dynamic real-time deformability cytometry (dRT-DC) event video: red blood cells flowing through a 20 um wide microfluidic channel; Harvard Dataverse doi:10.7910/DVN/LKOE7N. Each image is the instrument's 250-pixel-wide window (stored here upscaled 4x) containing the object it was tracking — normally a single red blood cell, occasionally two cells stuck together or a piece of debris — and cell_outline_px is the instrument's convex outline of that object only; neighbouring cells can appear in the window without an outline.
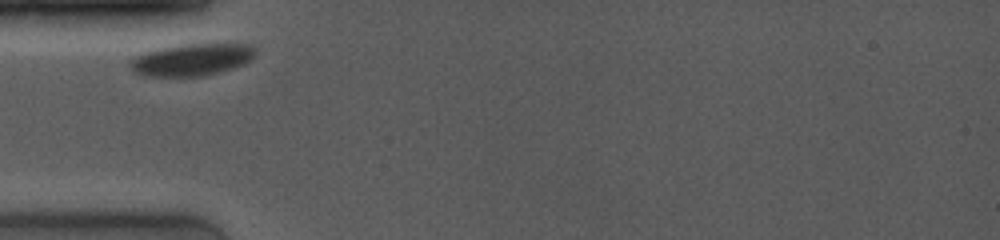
{"species": "common noctule bat (a hibernating species)", "species_latin": "Nyctalus noctula", "temperature_condition": "room temperature", "stored_images_in_passage": 17, "camera_frame_rate_fps": 4000, "um_per_image_px": 0.085, "animal": {"sex": "female", "body_mass_g": 19.0, "forearm_length_mm": 53.3}, "frame": {"image": 1, "passage_image": 1, "time_ms": 0.0, "image_size_px": [1000, 240], "cell_outline_px": [[256, 52], [244, 64], [232, 68], [200, 76], [144, 76], [136, 72], [128, 64], [128, 60], [144, 52], [160, 48], [180, 44], [244, 44], [256, 48]], "centroid_in_image_um": [16.24, 5.06], "position_along_channel_um": 68.8, "area_um2": 23.12}}
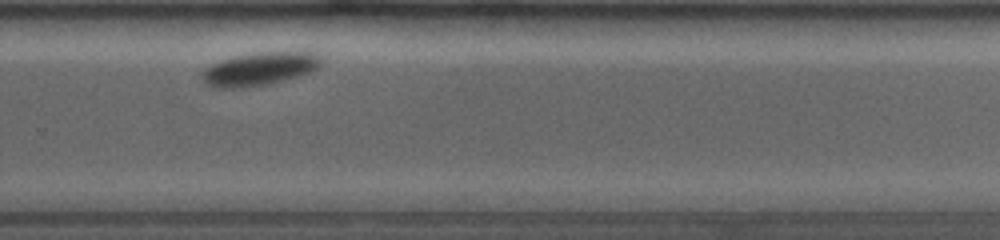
{"frame": {"image": 2, "passage_image": 15, "time_ms": 7.0, "image_size_px": [1000, 240], "cell_outline_px": [[324, 64], [312, 72], [300, 76], [268, 84], [236, 88], [216, 88], [204, 84], [200, 76], [200, 72], [204, 68], [220, 60], [236, 56], [256, 52], [316, 52], [324, 56]], "centroid_in_image_um": [22.1, 5.85], "position_along_channel_um": 307.7, "area_um2": 23.58}}
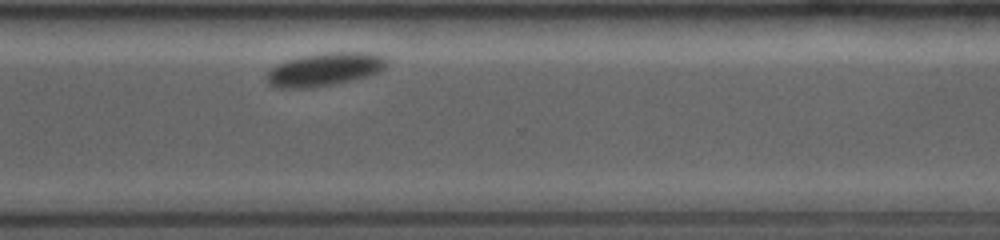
{"frame": {"image": 3, "passage_image": 17, "time_ms": 8.0, "image_size_px": [1000, 240], "cell_outline_px": [[388, 64], [384, 68], [368, 76], [332, 84], [312, 88], [280, 88], [268, 84], [264, 76], [272, 68], [288, 60], [304, 56], [324, 52], [372, 52], [384, 56], [388, 60]], "centroid_in_image_um": [27.61, 5.89], "position_along_channel_um": 343.0, "area_um2": 23.12}}